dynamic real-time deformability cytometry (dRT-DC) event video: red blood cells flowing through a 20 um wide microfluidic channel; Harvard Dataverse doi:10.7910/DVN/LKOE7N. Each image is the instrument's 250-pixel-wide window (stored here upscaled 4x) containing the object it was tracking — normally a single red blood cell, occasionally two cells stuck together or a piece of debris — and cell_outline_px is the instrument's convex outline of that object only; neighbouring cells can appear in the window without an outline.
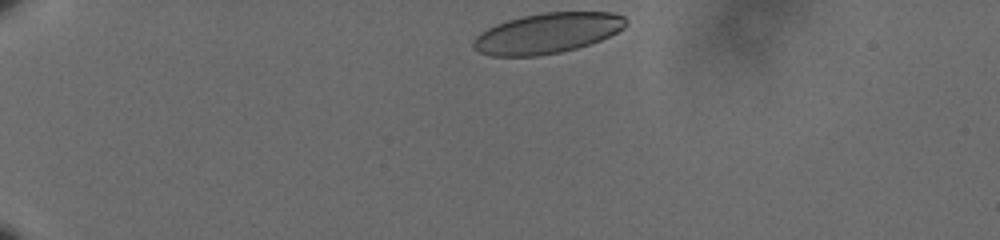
{"species": "human", "species_latin": "Homo sapiens", "temperature_condition": "cold", "stored_images_in_passage": 40, "camera_frame_rate_fps": 3000, "um_per_image_px": 0.085, "donor": {"sex": "male"}, "frame": {"image": 1, "passage_image": 1, "time_ms": 0.0, "image_size_px": [1000, 240], "cell_outline_px": [[628, 24], [624, 28], [600, 40], [576, 48], [560, 52], [536, 56], [492, 56], [480, 52], [472, 48], [472, 40], [480, 32], [496, 24], [508, 20], [524, 16], [544, 12], [612, 12], [624, 16], [628, 20]], "centroid_in_image_um": [46.51, 2.82], "position_along_channel_um": 38.5, "area_um2": 35.84}}
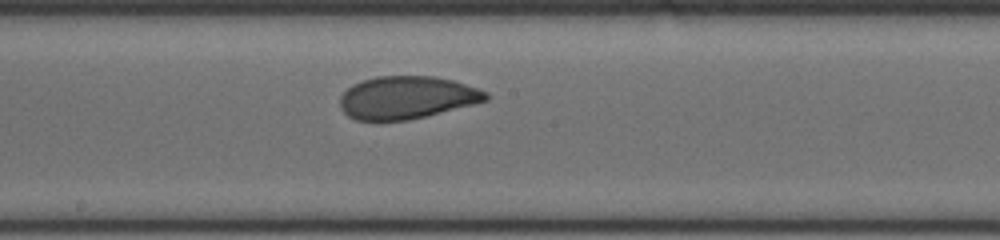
{"frame": {"image": 2, "passage_image": 22, "time_ms": 7.0, "image_size_px": [1000, 240], "cell_outline_px": [[488, 100], [408, 120], [356, 120], [348, 116], [340, 108], [340, 96], [352, 84], [376, 76], [432, 76], [452, 80], [488, 92]], "centroid_in_image_um": [34.53, 8.28], "position_along_channel_um": 213.7, "area_um2": 35.89}}
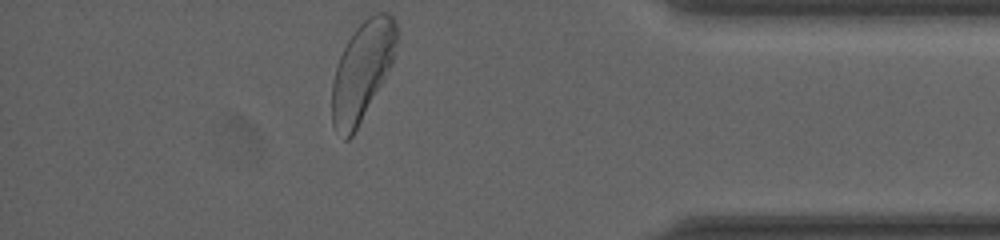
{"frame": {"image": 3, "passage_image": 40, "time_ms": 13.0, "image_size_px": [1000, 240], "cell_outline_px": [[396, 44], [392, 64], [352, 136], [348, 140], [344, 140], [332, 124], [332, 84], [336, 68], [340, 56], [348, 40], [356, 28], [372, 12], [388, 12], [396, 20]], "centroid_in_image_um": [30.78, 6.0], "position_along_channel_um": 404.4, "area_um2": 36.59}, "authors_computed_cell_mechanics": {"area_um2": 36.8186, "velocity_mm_per_s": 3.573, "shape_relaxation_time_tau1_ms": 3.2128, "shape_relaxation_time_tau2_ms": 0.9836, "deformation_change_tau1": 0.124, "deformation_change_tau2": 0.052}}